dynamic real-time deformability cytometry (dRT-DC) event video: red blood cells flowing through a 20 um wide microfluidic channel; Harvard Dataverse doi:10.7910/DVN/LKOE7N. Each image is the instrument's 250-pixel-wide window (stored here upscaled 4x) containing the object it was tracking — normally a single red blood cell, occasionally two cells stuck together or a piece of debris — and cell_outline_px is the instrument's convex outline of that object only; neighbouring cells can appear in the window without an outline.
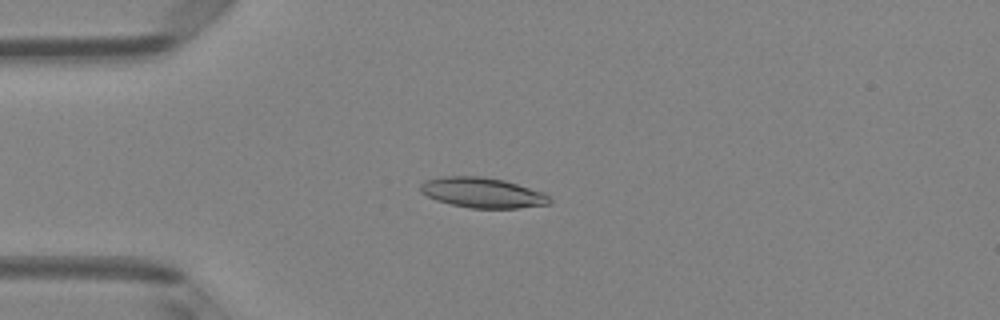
{"species": "Egyptian fruit bat (a non-hibernating species)", "species_latin": "Rousettus aegyptiacus", "temperature_condition": "room temperature", "stored_images_in_passage": 40, "camera_frame_rate_fps": 3000, "um_per_image_px": 0.085, "animal": {"sex": "female"}, "frame": {"image": 1, "passage_image": 3, "time_ms": 0.667, "image_size_px": [1000, 320], "cell_outline_px": [[552, 200], [548, 204], [520, 208], [472, 208], [452, 204], [436, 200], [420, 192], [420, 184], [424, 180], [444, 176], [484, 176], [504, 180], [544, 192]], "centroid_in_image_um": [41.0, 16.37], "position_along_channel_um": 44.0, "area_um2": 22.77}}
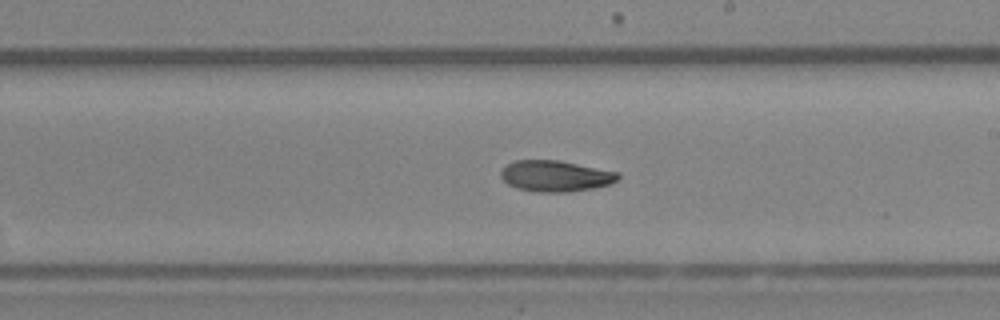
{"frame": {"image": 2, "passage_image": 19, "time_ms": 6.0, "image_size_px": [1000, 320], "cell_outline_px": [[620, 176], [612, 184], [592, 188], [568, 192], [536, 192], [516, 188], [508, 184], [500, 176], [500, 172], [508, 164], [516, 160], [560, 160], [620, 172]], "centroid_in_image_um": [47.24, 14.96], "position_along_channel_um": 241.8, "area_um2": 21.33}}
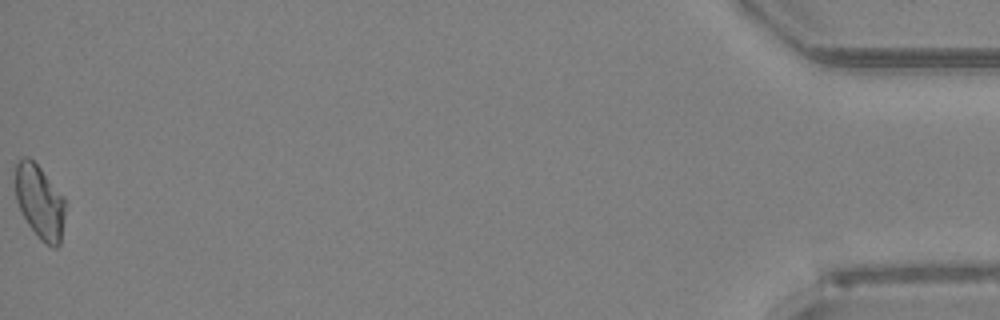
{"frame": {"image": 3, "passage_image": 40, "time_ms": 13.0, "image_size_px": [1000, 320], "cell_outline_px": [[64, 216], [60, 244], [56, 248], [52, 248], [40, 240], [28, 224], [16, 200], [16, 164], [24, 156], [28, 156], [40, 168], [64, 196]], "centroid_in_image_um": [3.39, 17.18], "position_along_channel_um": 431.8, "area_um2": 21.21}}